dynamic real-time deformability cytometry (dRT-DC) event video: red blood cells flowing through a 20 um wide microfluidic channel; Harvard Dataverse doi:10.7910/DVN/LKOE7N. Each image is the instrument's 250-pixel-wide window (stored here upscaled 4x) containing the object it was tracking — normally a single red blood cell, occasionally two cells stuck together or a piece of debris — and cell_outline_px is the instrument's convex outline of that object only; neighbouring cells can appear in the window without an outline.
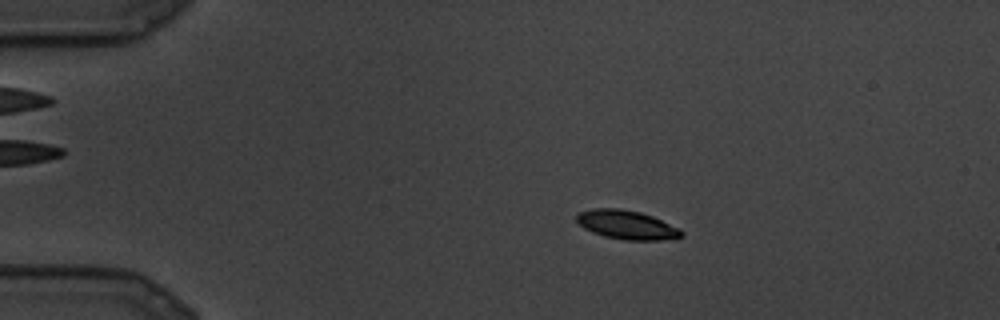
{"species": "common noctule bat (a hibernating species)", "species_latin": "Nyctalus noctula", "temperature_condition": "cold", "stored_images_in_passage": 10, "camera_frame_rate_fps": 3000, "um_per_image_px": 0.085, "animal": {"sex": "male", "body_mass_g": 19.5, "forearm_length_mm": 54.6}, "frame": {"image": 1, "passage_image": 5, "time_ms": 1.333, "image_size_px": [1000, 320], "cell_outline_px": [[684, 236], [660, 240], [624, 240], [604, 236], [592, 232], [584, 228], [576, 220], [576, 216], [580, 212], [592, 208], [620, 208], [640, 212], [652, 216], [680, 228], [684, 232]], "centroid_in_image_um": [53.28, 19.11], "position_along_channel_um": 31.7, "area_um2": 17.69}}
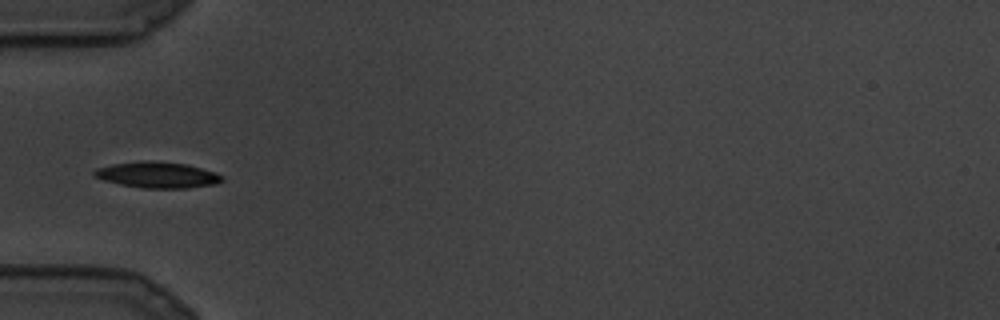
{"frame": {"image": 2, "passage_image": 9, "time_ms": 2.667, "image_size_px": [1000, 320], "cell_outline_px": [[224, 180], [216, 184], [188, 188], [140, 188], [120, 184], [104, 180], [96, 176], [92, 172], [96, 168], [112, 164], [188, 164], [216, 172], [224, 176]], "centroid_in_image_um": [13.47, 14.93], "position_along_channel_um": 71.5, "area_um2": 18.38}}